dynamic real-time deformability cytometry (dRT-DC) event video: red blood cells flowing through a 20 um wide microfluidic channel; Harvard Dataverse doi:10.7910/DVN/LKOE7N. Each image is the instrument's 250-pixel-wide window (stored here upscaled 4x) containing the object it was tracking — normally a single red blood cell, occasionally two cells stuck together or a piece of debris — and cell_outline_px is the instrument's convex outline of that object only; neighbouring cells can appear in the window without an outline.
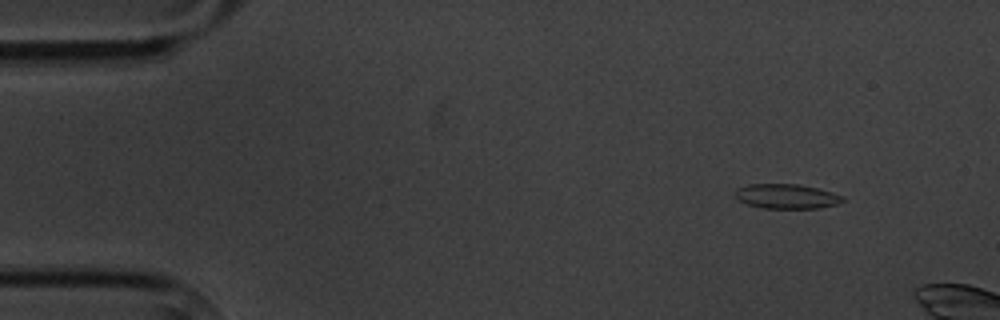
{"species": "common noctule bat (a hibernating species)", "species_latin": "Nyctalus noctula", "temperature_condition": "cold", "stored_images_in_passage": 4, "camera_frame_rate_fps": 3000, "um_per_image_px": 0.085, "animal": {"sex": "male", "body_mass_g": 20.1, "forearm_length_mm": 53.5}, "frame": {"image": 1, "passage_image": 2, "time_ms": 1.333, "image_size_px": [1000, 320], "cell_outline_px": [[844, 200], [836, 204], [820, 208], [764, 208], [748, 204], [740, 200], [736, 196], [736, 188], [748, 184], [796, 184], [816, 188], [832, 192], [844, 196]], "centroid_in_image_um": [66.87, 16.68], "position_along_channel_um": 18.1, "area_um2": 15.26}}